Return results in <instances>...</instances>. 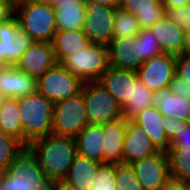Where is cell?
<instances>
[{
	"mask_svg": "<svg viewBox=\"0 0 190 190\" xmlns=\"http://www.w3.org/2000/svg\"><path fill=\"white\" fill-rule=\"evenodd\" d=\"M50 183L63 181L77 155L75 138L48 134L27 146Z\"/></svg>",
	"mask_w": 190,
	"mask_h": 190,
	"instance_id": "cell-1",
	"label": "cell"
},
{
	"mask_svg": "<svg viewBox=\"0 0 190 190\" xmlns=\"http://www.w3.org/2000/svg\"><path fill=\"white\" fill-rule=\"evenodd\" d=\"M23 128V145L52 133L53 103L37 90L17 98Z\"/></svg>",
	"mask_w": 190,
	"mask_h": 190,
	"instance_id": "cell-2",
	"label": "cell"
},
{
	"mask_svg": "<svg viewBox=\"0 0 190 190\" xmlns=\"http://www.w3.org/2000/svg\"><path fill=\"white\" fill-rule=\"evenodd\" d=\"M15 16L20 30L26 32L35 42L51 43L57 31L53 5L20 0L15 4Z\"/></svg>",
	"mask_w": 190,
	"mask_h": 190,
	"instance_id": "cell-3",
	"label": "cell"
},
{
	"mask_svg": "<svg viewBox=\"0 0 190 190\" xmlns=\"http://www.w3.org/2000/svg\"><path fill=\"white\" fill-rule=\"evenodd\" d=\"M0 190H50V182L27 147L15 157L9 170L0 175Z\"/></svg>",
	"mask_w": 190,
	"mask_h": 190,
	"instance_id": "cell-4",
	"label": "cell"
},
{
	"mask_svg": "<svg viewBox=\"0 0 190 190\" xmlns=\"http://www.w3.org/2000/svg\"><path fill=\"white\" fill-rule=\"evenodd\" d=\"M81 92L89 124L103 125L123 118L122 107L100 81H86Z\"/></svg>",
	"mask_w": 190,
	"mask_h": 190,
	"instance_id": "cell-5",
	"label": "cell"
},
{
	"mask_svg": "<svg viewBox=\"0 0 190 190\" xmlns=\"http://www.w3.org/2000/svg\"><path fill=\"white\" fill-rule=\"evenodd\" d=\"M60 64L83 82L99 81L110 66L108 47L90 43L85 49L66 57Z\"/></svg>",
	"mask_w": 190,
	"mask_h": 190,
	"instance_id": "cell-6",
	"label": "cell"
},
{
	"mask_svg": "<svg viewBox=\"0 0 190 190\" xmlns=\"http://www.w3.org/2000/svg\"><path fill=\"white\" fill-rule=\"evenodd\" d=\"M88 124L82 92L53 105L52 134L76 138Z\"/></svg>",
	"mask_w": 190,
	"mask_h": 190,
	"instance_id": "cell-7",
	"label": "cell"
},
{
	"mask_svg": "<svg viewBox=\"0 0 190 190\" xmlns=\"http://www.w3.org/2000/svg\"><path fill=\"white\" fill-rule=\"evenodd\" d=\"M36 82V90L53 104L79 94L84 83L60 63L48 69Z\"/></svg>",
	"mask_w": 190,
	"mask_h": 190,
	"instance_id": "cell-8",
	"label": "cell"
},
{
	"mask_svg": "<svg viewBox=\"0 0 190 190\" xmlns=\"http://www.w3.org/2000/svg\"><path fill=\"white\" fill-rule=\"evenodd\" d=\"M34 42L26 32L20 30L15 15L0 23V63L4 66L16 65Z\"/></svg>",
	"mask_w": 190,
	"mask_h": 190,
	"instance_id": "cell-9",
	"label": "cell"
},
{
	"mask_svg": "<svg viewBox=\"0 0 190 190\" xmlns=\"http://www.w3.org/2000/svg\"><path fill=\"white\" fill-rule=\"evenodd\" d=\"M136 72L150 91L167 88L176 73V55L162 53L154 56L144 61Z\"/></svg>",
	"mask_w": 190,
	"mask_h": 190,
	"instance_id": "cell-10",
	"label": "cell"
},
{
	"mask_svg": "<svg viewBox=\"0 0 190 190\" xmlns=\"http://www.w3.org/2000/svg\"><path fill=\"white\" fill-rule=\"evenodd\" d=\"M116 7L86 4L83 31L90 43L108 45L112 40Z\"/></svg>",
	"mask_w": 190,
	"mask_h": 190,
	"instance_id": "cell-11",
	"label": "cell"
},
{
	"mask_svg": "<svg viewBox=\"0 0 190 190\" xmlns=\"http://www.w3.org/2000/svg\"><path fill=\"white\" fill-rule=\"evenodd\" d=\"M144 190H161L170 178L167 154L159 151L131 164Z\"/></svg>",
	"mask_w": 190,
	"mask_h": 190,
	"instance_id": "cell-12",
	"label": "cell"
},
{
	"mask_svg": "<svg viewBox=\"0 0 190 190\" xmlns=\"http://www.w3.org/2000/svg\"><path fill=\"white\" fill-rule=\"evenodd\" d=\"M55 52L49 42H34L15 65L36 80L57 64Z\"/></svg>",
	"mask_w": 190,
	"mask_h": 190,
	"instance_id": "cell-13",
	"label": "cell"
},
{
	"mask_svg": "<svg viewBox=\"0 0 190 190\" xmlns=\"http://www.w3.org/2000/svg\"><path fill=\"white\" fill-rule=\"evenodd\" d=\"M151 138L143 128L131 119H127V128L123 142L122 163L132 164L144 157L158 153Z\"/></svg>",
	"mask_w": 190,
	"mask_h": 190,
	"instance_id": "cell-14",
	"label": "cell"
},
{
	"mask_svg": "<svg viewBox=\"0 0 190 190\" xmlns=\"http://www.w3.org/2000/svg\"><path fill=\"white\" fill-rule=\"evenodd\" d=\"M109 65L118 69L137 71L144 63L139 56L138 35L112 39L107 45Z\"/></svg>",
	"mask_w": 190,
	"mask_h": 190,
	"instance_id": "cell-15",
	"label": "cell"
},
{
	"mask_svg": "<svg viewBox=\"0 0 190 190\" xmlns=\"http://www.w3.org/2000/svg\"><path fill=\"white\" fill-rule=\"evenodd\" d=\"M138 79L136 71L109 66L99 81L123 107L133 97L134 84Z\"/></svg>",
	"mask_w": 190,
	"mask_h": 190,
	"instance_id": "cell-16",
	"label": "cell"
},
{
	"mask_svg": "<svg viewBox=\"0 0 190 190\" xmlns=\"http://www.w3.org/2000/svg\"><path fill=\"white\" fill-rule=\"evenodd\" d=\"M36 79L15 65L4 66L0 71V95L17 99L36 91Z\"/></svg>",
	"mask_w": 190,
	"mask_h": 190,
	"instance_id": "cell-17",
	"label": "cell"
},
{
	"mask_svg": "<svg viewBox=\"0 0 190 190\" xmlns=\"http://www.w3.org/2000/svg\"><path fill=\"white\" fill-rule=\"evenodd\" d=\"M149 30L154 34L163 53L182 54L185 42V29L171 22L166 15L156 21Z\"/></svg>",
	"mask_w": 190,
	"mask_h": 190,
	"instance_id": "cell-18",
	"label": "cell"
},
{
	"mask_svg": "<svg viewBox=\"0 0 190 190\" xmlns=\"http://www.w3.org/2000/svg\"><path fill=\"white\" fill-rule=\"evenodd\" d=\"M163 118L162 113L156 106H150L144 108L131 120L143 128L159 151L166 152L170 147V140L162 126Z\"/></svg>",
	"mask_w": 190,
	"mask_h": 190,
	"instance_id": "cell-19",
	"label": "cell"
},
{
	"mask_svg": "<svg viewBox=\"0 0 190 190\" xmlns=\"http://www.w3.org/2000/svg\"><path fill=\"white\" fill-rule=\"evenodd\" d=\"M100 164L77 154L62 182L77 190H90Z\"/></svg>",
	"mask_w": 190,
	"mask_h": 190,
	"instance_id": "cell-20",
	"label": "cell"
},
{
	"mask_svg": "<svg viewBox=\"0 0 190 190\" xmlns=\"http://www.w3.org/2000/svg\"><path fill=\"white\" fill-rule=\"evenodd\" d=\"M77 154L104 163V129L103 125L88 124L75 138Z\"/></svg>",
	"mask_w": 190,
	"mask_h": 190,
	"instance_id": "cell-21",
	"label": "cell"
},
{
	"mask_svg": "<svg viewBox=\"0 0 190 190\" xmlns=\"http://www.w3.org/2000/svg\"><path fill=\"white\" fill-rule=\"evenodd\" d=\"M127 128L124 117L103 124L104 129V163H122L123 142Z\"/></svg>",
	"mask_w": 190,
	"mask_h": 190,
	"instance_id": "cell-22",
	"label": "cell"
},
{
	"mask_svg": "<svg viewBox=\"0 0 190 190\" xmlns=\"http://www.w3.org/2000/svg\"><path fill=\"white\" fill-rule=\"evenodd\" d=\"M119 7L133 14L141 29H149L165 15V6L159 0H120Z\"/></svg>",
	"mask_w": 190,
	"mask_h": 190,
	"instance_id": "cell-23",
	"label": "cell"
},
{
	"mask_svg": "<svg viewBox=\"0 0 190 190\" xmlns=\"http://www.w3.org/2000/svg\"><path fill=\"white\" fill-rule=\"evenodd\" d=\"M153 106L157 107L163 117L190 122V100L174 95L168 87L153 92Z\"/></svg>",
	"mask_w": 190,
	"mask_h": 190,
	"instance_id": "cell-24",
	"label": "cell"
},
{
	"mask_svg": "<svg viewBox=\"0 0 190 190\" xmlns=\"http://www.w3.org/2000/svg\"><path fill=\"white\" fill-rule=\"evenodd\" d=\"M51 44L57 62L61 63L66 57L85 49L90 44V41L83 29L57 30Z\"/></svg>",
	"mask_w": 190,
	"mask_h": 190,
	"instance_id": "cell-25",
	"label": "cell"
},
{
	"mask_svg": "<svg viewBox=\"0 0 190 190\" xmlns=\"http://www.w3.org/2000/svg\"><path fill=\"white\" fill-rule=\"evenodd\" d=\"M54 8L57 30L83 29L86 14V3L84 1L61 3Z\"/></svg>",
	"mask_w": 190,
	"mask_h": 190,
	"instance_id": "cell-26",
	"label": "cell"
},
{
	"mask_svg": "<svg viewBox=\"0 0 190 190\" xmlns=\"http://www.w3.org/2000/svg\"><path fill=\"white\" fill-rule=\"evenodd\" d=\"M0 131L13 136L23 144V128L17 99L6 98L0 110Z\"/></svg>",
	"mask_w": 190,
	"mask_h": 190,
	"instance_id": "cell-27",
	"label": "cell"
},
{
	"mask_svg": "<svg viewBox=\"0 0 190 190\" xmlns=\"http://www.w3.org/2000/svg\"><path fill=\"white\" fill-rule=\"evenodd\" d=\"M153 106V92L150 91L139 79L134 84L133 97L122 107L125 119H132L144 108Z\"/></svg>",
	"mask_w": 190,
	"mask_h": 190,
	"instance_id": "cell-28",
	"label": "cell"
},
{
	"mask_svg": "<svg viewBox=\"0 0 190 190\" xmlns=\"http://www.w3.org/2000/svg\"><path fill=\"white\" fill-rule=\"evenodd\" d=\"M166 154L170 177L190 182V153L183 148L169 147Z\"/></svg>",
	"mask_w": 190,
	"mask_h": 190,
	"instance_id": "cell-29",
	"label": "cell"
},
{
	"mask_svg": "<svg viewBox=\"0 0 190 190\" xmlns=\"http://www.w3.org/2000/svg\"><path fill=\"white\" fill-rule=\"evenodd\" d=\"M141 28L137 18L129 11L116 7V15L113 24L112 39H120L126 36H136Z\"/></svg>",
	"mask_w": 190,
	"mask_h": 190,
	"instance_id": "cell-30",
	"label": "cell"
},
{
	"mask_svg": "<svg viewBox=\"0 0 190 190\" xmlns=\"http://www.w3.org/2000/svg\"><path fill=\"white\" fill-rule=\"evenodd\" d=\"M25 146L11 135L0 131V175L7 172Z\"/></svg>",
	"mask_w": 190,
	"mask_h": 190,
	"instance_id": "cell-31",
	"label": "cell"
},
{
	"mask_svg": "<svg viewBox=\"0 0 190 190\" xmlns=\"http://www.w3.org/2000/svg\"><path fill=\"white\" fill-rule=\"evenodd\" d=\"M116 190H144L131 164L116 163Z\"/></svg>",
	"mask_w": 190,
	"mask_h": 190,
	"instance_id": "cell-32",
	"label": "cell"
},
{
	"mask_svg": "<svg viewBox=\"0 0 190 190\" xmlns=\"http://www.w3.org/2000/svg\"><path fill=\"white\" fill-rule=\"evenodd\" d=\"M116 163H101L90 190H116Z\"/></svg>",
	"mask_w": 190,
	"mask_h": 190,
	"instance_id": "cell-33",
	"label": "cell"
},
{
	"mask_svg": "<svg viewBox=\"0 0 190 190\" xmlns=\"http://www.w3.org/2000/svg\"><path fill=\"white\" fill-rule=\"evenodd\" d=\"M139 56L146 61L154 56L162 54L159 42L149 29H141L138 34Z\"/></svg>",
	"mask_w": 190,
	"mask_h": 190,
	"instance_id": "cell-34",
	"label": "cell"
},
{
	"mask_svg": "<svg viewBox=\"0 0 190 190\" xmlns=\"http://www.w3.org/2000/svg\"><path fill=\"white\" fill-rule=\"evenodd\" d=\"M170 147L183 148L190 153V122L179 121L178 134L170 142Z\"/></svg>",
	"mask_w": 190,
	"mask_h": 190,
	"instance_id": "cell-35",
	"label": "cell"
},
{
	"mask_svg": "<svg viewBox=\"0 0 190 190\" xmlns=\"http://www.w3.org/2000/svg\"><path fill=\"white\" fill-rule=\"evenodd\" d=\"M168 88L174 95H179L184 99L190 100V83L183 80L177 73L174 74Z\"/></svg>",
	"mask_w": 190,
	"mask_h": 190,
	"instance_id": "cell-36",
	"label": "cell"
},
{
	"mask_svg": "<svg viewBox=\"0 0 190 190\" xmlns=\"http://www.w3.org/2000/svg\"><path fill=\"white\" fill-rule=\"evenodd\" d=\"M165 15L167 18L178 24L180 27L185 28L186 26V17L189 13V6L184 7H165Z\"/></svg>",
	"mask_w": 190,
	"mask_h": 190,
	"instance_id": "cell-37",
	"label": "cell"
},
{
	"mask_svg": "<svg viewBox=\"0 0 190 190\" xmlns=\"http://www.w3.org/2000/svg\"><path fill=\"white\" fill-rule=\"evenodd\" d=\"M176 73L190 83V54L176 55Z\"/></svg>",
	"mask_w": 190,
	"mask_h": 190,
	"instance_id": "cell-38",
	"label": "cell"
},
{
	"mask_svg": "<svg viewBox=\"0 0 190 190\" xmlns=\"http://www.w3.org/2000/svg\"><path fill=\"white\" fill-rule=\"evenodd\" d=\"M179 121H180V119L173 118V117H164L163 118L162 126H163L165 133H166L168 139L170 140V142L178 134Z\"/></svg>",
	"mask_w": 190,
	"mask_h": 190,
	"instance_id": "cell-39",
	"label": "cell"
},
{
	"mask_svg": "<svg viewBox=\"0 0 190 190\" xmlns=\"http://www.w3.org/2000/svg\"><path fill=\"white\" fill-rule=\"evenodd\" d=\"M15 4L13 0H0V23L11 19L15 15Z\"/></svg>",
	"mask_w": 190,
	"mask_h": 190,
	"instance_id": "cell-40",
	"label": "cell"
},
{
	"mask_svg": "<svg viewBox=\"0 0 190 190\" xmlns=\"http://www.w3.org/2000/svg\"><path fill=\"white\" fill-rule=\"evenodd\" d=\"M161 190H190V182L170 177Z\"/></svg>",
	"mask_w": 190,
	"mask_h": 190,
	"instance_id": "cell-41",
	"label": "cell"
},
{
	"mask_svg": "<svg viewBox=\"0 0 190 190\" xmlns=\"http://www.w3.org/2000/svg\"><path fill=\"white\" fill-rule=\"evenodd\" d=\"M86 4L106 5L111 7H118L120 0H83Z\"/></svg>",
	"mask_w": 190,
	"mask_h": 190,
	"instance_id": "cell-42",
	"label": "cell"
},
{
	"mask_svg": "<svg viewBox=\"0 0 190 190\" xmlns=\"http://www.w3.org/2000/svg\"><path fill=\"white\" fill-rule=\"evenodd\" d=\"M165 7H184L190 5V0H164Z\"/></svg>",
	"mask_w": 190,
	"mask_h": 190,
	"instance_id": "cell-43",
	"label": "cell"
},
{
	"mask_svg": "<svg viewBox=\"0 0 190 190\" xmlns=\"http://www.w3.org/2000/svg\"><path fill=\"white\" fill-rule=\"evenodd\" d=\"M50 190H77L67 185L66 183L59 181L50 183Z\"/></svg>",
	"mask_w": 190,
	"mask_h": 190,
	"instance_id": "cell-44",
	"label": "cell"
},
{
	"mask_svg": "<svg viewBox=\"0 0 190 190\" xmlns=\"http://www.w3.org/2000/svg\"><path fill=\"white\" fill-rule=\"evenodd\" d=\"M182 54H190V32L185 33V42Z\"/></svg>",
	"mask_w": 190,
	"mask_h": 190,
	"instance_id": "cell-45",
	"label": "cell"
},
{
	"mask_svg": "<svg viewBox=\"0 0 190 190\" xmlns=\"http://www.w3.org/2000/svg\"><path fill=\"white\" fill-rule=\"evenodd\" d=\"M184 29L186 32H190V5H189V13L187 14L186 17V26Z\"/></svg>",
	"mask_w": 190,
	"mask_h": 190,
	"instance_id": "cell-46",
	"label": "cell"
},
{
	"mask_svg": "<svg viewBox=\"0 0 190 190\" xmlns=\"http://www.w3.org/2000/svg\"><path fill=\"white\" fill-rule=\"evenodd\" d=\"M76 1H83V0H57L53 6H57L61 3L76 2Z\"/></svg>",
	"mask_w": 190,
	"mask_h": 190,
	"instance_id": "cell-47",
	"label": "cell"
},
{
	"mask_svg": "<svg viewBox=\"0 0 190 190\" xmlns=\"http://www.w3.org/2000/svg\"><path fill=\"white\" fill-rule=\"evenodd\" d=\"M34 1H37V2H40V3L54 5L57 0H34Z\"/></svg>",
	"mask_w": 190,
	"mask_h": 190,
	"instance_id": "cell-48",
	"label": "cell"
},
{
	"mask_svg": "<svg viewBox=\"0 0 190 190\" xmlns=\"http://www.w3.org/2000/svg\"><path fill=\"white\" fill-rule=\"evenodd\" d=\"M5 97H3L2 95H0V110L2 109V105H3V102L5 101Z\"/></svg>",
	"mask_w": 190,
	"mask_h": 190,
	"instance_id": "cell-49",
	"label": "cell"
},
{
	"mask_svg": "<svg viewBox=\"0 0 190 190\" xmlns=\"http://www.w3.org/2000/svg\"><path fill=\"white\" fill-rule=\"evenodd\" d=\"M4 68V65L0 63V71Z\"/></svg>",
	"mask_w": 190,
	"mask_h": 190,
	"instance_id": "cell-50",
	"label": "cell"
}]
</instances>
